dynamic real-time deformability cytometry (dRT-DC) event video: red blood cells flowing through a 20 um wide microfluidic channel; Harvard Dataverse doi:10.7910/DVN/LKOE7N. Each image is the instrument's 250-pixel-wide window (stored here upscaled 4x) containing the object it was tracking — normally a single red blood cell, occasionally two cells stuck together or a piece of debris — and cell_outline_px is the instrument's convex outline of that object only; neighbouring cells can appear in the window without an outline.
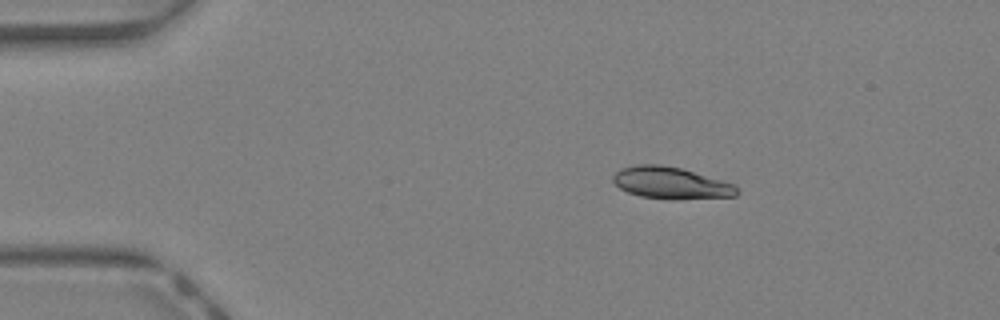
{"species": "Egyptian fruit bat (a non-hibernating species)", "species_latin": "Rousettus aegyptiacus", "temperature_condition": "warm", "stored_images_in_passage": 36, "camera_frame_rate_fps": 3000, "um_per_image_px": 0.085, "animal": {"sex": "female"}, "frame": {"image": 1, "passage_image": 1, "time_ms": 0.0, "image_size_px": [1000, 320], "cell_outline_px": [[740, 192], [736, 196], [676, 200], [672, 200], [640, 196], [628, 192], [620, 188], [612, 180], [612, 176], [620, 168], [636, 164], [660, 164], [680, 168], [736, 184]], "centroid_in_image_um": [57.04, 15.56], "position_along_channel_um": 28.0, "area_um2": 23.24}}
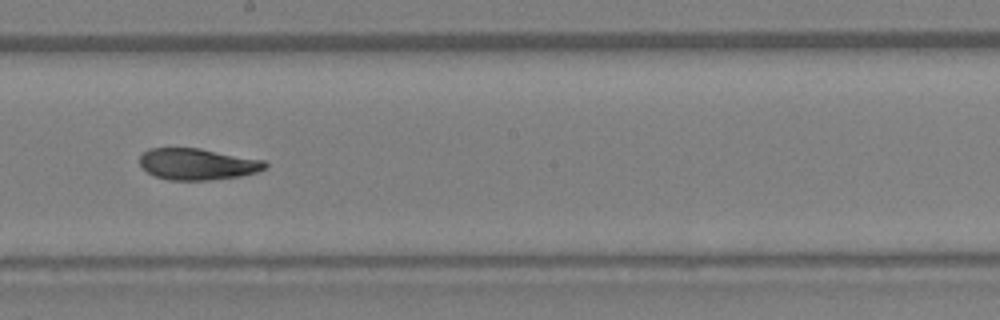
{"frame": {"image": 2, "passage_image": 18, "time_ms": 5.667, "image_size_px": [1000, 320], "cell_outline_px": [[268, 164], [264, 168], [256, 172], [240, 176], [212, 180], [168, 180], [156, 176], [148, 172], [140, 164], [140, 156], [148, 148], [200, 148], [264, 160]], "centroid_in_image_um": [16.78, 13.95], "position_along_channel_um": 231.4, "area_um2": 22.89}}
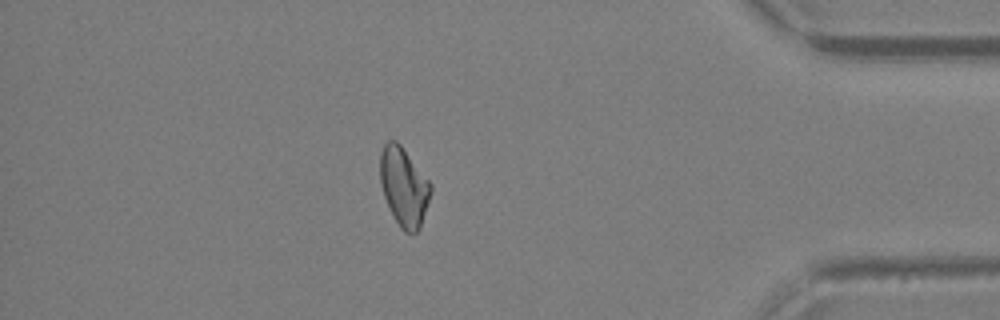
{"frame": {"image": 3, "passage_image": 31, "time_ms": 10.0, "image_size_px": [1000, 320], "cell_outline_px": [[432, 192], [420, 228], [416, 232], [404, 232], [400, 228], [384, 196], [380, 184], [380, 152], [384, 144], [388, 140], [396, 140], [400, 144], [432, 184]], "centroid_in_image_um": [34.33, 15.86], "position_along_channel_um": 400.9, "area_um2": 23.12}, "authors_computed_cell_mechanics": {"area_um2": 23.3512, "velocity_mm_per_s": 4.7642, "shape_relaxation_time_tau1_ms": 3.7856, "shape_relaxation_time_tau2_ms": 3.6372, "deformation_change_tau1": 0.1374, "deformation_change_tau2": 0.0782}}